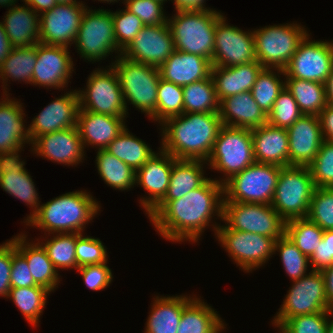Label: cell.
I'll return each instance as SVG.
<instances>
[{
  "instance_id": "03108f58",
  "label": "cell",
  "mask_w": 333,
  "mask_h": 333,
  "mask_svg": "<svg viewBox=\"0 0 333 333\" xmlns=\"http://www.w3.org/2000/svg\"><path fill=\"white\" fill-rule=\"evenodd\" d=\"M27 5H29L36 13H43L45 11L51 10L57 5L56 0H27Z\"/></svg>"
},
{
  "instance_id": "c3c4849f",
  "label": "cell",
  "mask_w": 333,
  "mask_h": 333,
  "mask_svg": "<svg viewBox=\"0 0 333 333\" xmlns=\"http://www.w3.org/2000/svg\"><path fill=\"white\" fill-rule=\"evenodd\" d=\"M302 115L297 102L285 86L267 115V123L274 127L288 129Z\"/></svg>"
},
{
  "instance_id": "ffe728a7",
  "label": "cell",
  "mask_w": 333,
  "mask_h": 333,
  "mask_svg": "<svg viewBox=\"0 0 333 333\" xmlns=\"http://www.w3.org/2000/svg\"><path fill=\"white\" fill-rule=\"evenodd\" d=\"M31 145L37 156L68 166L83 162L85 156L77 126L38 136Z\"/></svg>"
},
{
  "instance_id": "f35d334b",
  "label": "cell",
  "mask_w": 333,
  "mask_h": 333,
  "mask_svg": "<svg viewBox=\"0 0 333 333\" xmlns=\"http://www.w3.org/2000/svg\"><path fill=\"white\" fill-rule=\"evenodd\" d=\"M183 88L184 113H218L219 100L211 75Z\"/></svg>"
},
{
  "instance_id": "8992f818",
  "label": "cell",
  "mask_w": 333,
  "mask_h": 333,
  "mask_svg": "<svg viewBox=\"0 0 333 333\" xmlns=\"http://www.w3.org/2000/svg\"><path fill=\"white\" fill-rule=\"evenodd\" d=\"M315 188L308 166L281 167L271 205L285 222L305 218Z\"/></svg>"
},
{
  "instance_id": "2e32d148",
  "label": "cell",
  "mask_w": 333,
  "mask_h": 333,
  "mask_svg": "<svg viewBox=\"0 0 333 333\" xmlns=\"http://www.w3.org/2000/svg\"><path fill=\"white\" fill-rule=\"evenodd\" d=\"M256 61L253 31L226 23L224 16L217 22L215 29L212 66L231 67Z\"/></svg>"
},
{
  "instance_id": "30bf717a",
  "label": "cell",
  "mask_w": 333,
  "mask_h": 333,
  "mask_svg": "<svg viewBox=\"0 0 333 333\" xmlns=\"http://www.w3.org/2000/svg\"><path fill=\"white\" fill-rule=\"evenodd\" d=\"M82 58L90 62L100 61L110 53L121 54L114 35V23L110 10L86 8L75 39Z\"/></svg>"
},
{
  "instance_id": "db71d44e",
  "label": "cell",
  "mask_w": 333,
  "mask_h": 333,
  "mask_svg": "<svg viewBox=\"0 0 333 333\" xmlns=\"http://www.w3.org/2000/svg\"><path fill=\"white\" fill-rule=\"evenodd\" d=\"M124 4L144 25H163L168 21L163 10L165 3L159 0H126Z\"/></svg>"
},
{
  "instance_id": "d590c367",
  "label": "cell",
  "mask_w": 333,
  "mask_h": 333,
  "mask_svg": "<svg viewBox=\"0 0 333 333\" xmlns=\"http://www.w3.org/2000/svg\"><path fill=\"white\" fill-rule=\"evenodd\" d=\"M105 150L126 163L134 171L140 169L156 153L142 139L131 134L127 128Z\"/></svg>"
},
{
  "instance_id": "cb8c5ba5",
  "label": "cell",
  "mask_w": 333,
  "mask_h": 333,
  "mask_svg": "<svg viewBox=\"0 0 333 333\" xmlns=\"http://www.w3.org/2000/svg\"><path fill=\"white\" fill-rule=\"evenodd\" d=\"M211 68L209 59L175 50L158 69L163 80L185 86L208 78Z\"/></svg>"
},
{
  "instance_id": "7402d4cb",
  "label": "cell",
  "mask_w": 333,
  "mask_h": 333,
  "mask_svg": "<svg viewBox=\"0 0 333 333\" xmlns=\"http://www.w3.org/2000/svg\"><path fill=\"white\" fill-rule=\"evenodd\" d=\"M173 157L160 149L136 171L135 183L149 193L139 203L148 214L166 195L172 172Z\"/></svg>"
},
{
  "instance_id": "7bdbcfd3",
  "label": "cell",
  "mask_w": 333,
  "mask_h": 333,
  "mask_svg": "<svg viewBox=\"0 0 333 333\" xmlns=\"http://www.w3.org/2000/svg\"><path fill=\"white\" fill-rule=\"evenodd\" d=\"M273 70H277V73ZM285 75L284 70L263 68L257 75L256 81L251 89V93L261 110L268 115L280 92L285 87L278 75ZM278 76V77H277Z\"/></svg>"
},
{
  "instance_id": "94428289",
  "label": "cell",
  "mask_w": 333,
  "mask_h": 333,
  "mask_svg": "<svg viewBox=\"0 0 333 333\" xmlns=\"http://www.w3.org/2000/svg\"><path fill=\"white\" fill-rule=\"evenodd\" d=\"M318 117L323 139L333 143V106L327 104Z\"/></svg>"
},
{
  "instance_id": "7a4b0ae2",
  "label": "cell",
  "mask_w": 333,
  "mask_h": 333,
  "mask_svg": "<svg viewBox=\"0 0 333 333\" xmlns=\"http://www.w3.org/2000/svg\"><path fill=\"white\" fill-rule=\"evenodd\" d=\"M161 125L163 151L175 159L207 161L223 126L219 113H183Z\"/></svg>"
},
{
  "instance_id": "ab89813d",
  "label": "cell",
  "mask_w": 333,
  "mask_h": 333,
  "mask_svg": "<svg viewBox=\"0 0 333 333\" xmlns=\"http://www.w3.org/2000/svg\"><path fill=\"white\" fill-rule=\"evenodd\" d=\"M49 293V290L40 285L11 288L7 298L12 299L29 324L37 327Z\"/></svg>"
},
{
  "instance_id": "bcb514c9",
  "label": "cell",
  "mask_w": 333,
  "mask_h": 333,
  "mask_svg": "<svg viewBox=\"0 0 333 333\" xmlns=\"http://www.w3.org/2000/svg\"><path fill=\"white\" fill-rule=\"evenodd\" d=\"M279 252L283 268L292 281L307 275L309 257L304 255L297 246L284 234L274 243V252Z\"/></svg>"
},
{
  "instance_id": "681fc988",
  "label": "cell",
  "mask_w": 333,
  "mask_h": 333,
  "mask_svg": "<svg viewBox=\"0 0 333 333\" xmlns=\"http://www.w3.org/2000/svg\"><path fill=\"white\" fill-rule=\"evenodd\" d=\"M308 167L315 187H333V143L324 140Z\"/></svg>"
},
{
  "instance_id": "f907efd6",
  "label": "cell",
  "mask_w": 333,
  "mask_h": 333,
  "mask_svg": "<svg viewBox=\"0 0 333 333\" xmlns=\"http://www.w3.org/2000/svg\"><path fill=\"white\" fill-rule=\"evenodd\" d=\"M117 47L123 51L144 26L143 22L127 9L112 12Z\"/></svg>"
},
{
  "instance_id": "44dd1931",
  "label": "cell",
  "mask_w": 333,
  "mask_h": 333,
  "mask_svg": "<svg viewBox=\"0 0 333 333\" xmlns=\"http://www.w3.org/2000/svg\"><path fill=\"white\" fill-rule=\"evenodd\" d=\"M80 109L77 90L55 98L28 126L31 142L38 136L77 126Z\"/></svg>"
},
{
  "instance_id": "3957f363",
  "label": "cell",
  "mask_w": 333,
  "mask_h": 333,
  "mask_svg": "<svg viewBox=\"0 0 333 333\" xmlns=\"http://www.w3.org/2000/svg\"><path fill=\"white\" fill-rule=\"evenodd\" d=\"M85 191L68 192L41 204L26 223L47 234L82 233L86 224L100 211V205Z\"/></svg>"
},
{
  "instance_id": "d4e9b609",
  "label": "cell",
  "mask_w": 333,
  "mask_h": 333,
  "mask_svg": "<svg viewBox=\"0 0 333 333\" xmlns=\"http://www.w3.org/2000/svg\"><path fill=\"white\" fill-rule=\"evenodd\" d=\"M124 119L79 109L77 128L84 149L86 145L105 149L127 127Z\"/></svg>"
},
{
  "instance_id": "60d3db41",
  "label": "cell",
  "mask_w": 333,
  "mask_h": 333,
  "mask_svg": "<svg viewBox=\"0 0 333 333\" xmlns=\"http://www.w3.org/2000/svg\"><path fill=\"white\" fill-rule=\"evenodd\" d=\"M0 187L33 209L24 221L26 224L40 207L39 195L29 172L27 170L23 172L8 171L7 174L0 175Z\"/></svg>"
},
{
  "instance_id": "d6986e66",
  "label": "cell",
  "mask_w": 333,
  "mask_h": 333,
  "mask_svg": "<svg viewBox=\"0 0 333 333\" xmlns=\"http://www.w3.org/2000/svg\"><path fill=\"white\" fill-rule=\"evenodd\" d=\"M68 49L65 46L37 43V59L31 84L47 87V89L48 87L50 89L65 88L74 71Z\"/></svg>"
},
{
  "instance_id": "f1b7e54d",
  "label": "cell",
  "mask_w": 333,
  "mask_h": 333,
  "mask_svg": "<svg viewBox=\"0 0 333 333\" xmlns=\"http://www.w3.org/2000/svg\"><path fill=\"white\" fill-rule=\"evenodd\" d=\"M6 96V97H5ZM22 103L9 94L0 101V152H7L31 144L28 127L24 125ZM26 128V129H25Z\"/></svg>"
},
{
  "instance_id": "4fadbf2b",
  "label": "cell",
  "mask_w": 333,
  "mask_h": 333,
  "mask_svg": "<svg viewBox=\"0 0 333 333\" xmlns=\"http://www.w3.org/2000/svg\"><path fill=\"white\" fill-rule=\"evenodd\" d=\"M212 226L219 243L236 265L247 273L265 264L275 254V240L271 237L229 229L216 223Z\"/></svg>"
},
{
  "instance_id": "f546056e",
  "label": "cell",
  "mask_w": 333,
  "mask_h": 333,
  "mask_svg": "<svg viewBox=\"0 0 333 333\" xmlns=\"http://www.w3.org/2000/svg\"><path fill=\"white\" fill-rule=\"evenodd\" d=\"M2 25L12 47H27L40 43V19L29 5L8 8Z\"/></svg>"
},
{
  "instance_id": "003e7915",
  "label": "cell",
  "mask_w": 333,
  "mask_h": 333,
  "mask_svg": "<svg viewBox=\"0 0 333 333\" xmlns=\"http://www.w3.org/2000/svg\"><path fill=\"white\" fill-rule=\"evenodd\" d=\"M324 85H325L326 103L328 105L333 106V67L331 68V72L328 75V78L325 81Z\"/></svg>"
},
{
  "instance_id": "277c9868",
  "label": "cell",
  "mask_w": 333,
  "mask_h": 333,
  "mask_svg": "<svg viewBox=\"0 0 333 333\" xmlns=\"http://www.w3.org/2000/svg\"><path fill=\"white\" fill-rule=\"evenodd\" d=\"M222 17L215 9L176 11L167 21L175 50L202 56L212 63L215 29Z\"/></svg>"
},
{
  "instance_id": "9c48e42d",
  "label": "cell",
  "mask_w": 333,
  "mask_h": 333,
  "mask_svg": "<svg viewBox=\"0 0 333 333\" xmlns=\"http://www.w3.org/2000/svg\"><path fill=\"white\" fill-rule=\"evenodd\" d=\"M287 24V25H286ZM265 26L253 31L256 61L263 68L284 70L308 34L304 27L292 24Z\"/></svg>"
},
{
  "instance_id": "4316f807",
  "label": "cell",
  "mask_w": 333,
  "mask_h": 333,
  "mask_svg": "<svg viewBox=\"0 0 333 333\" xmlns=\"http://www.w3.org/2000/svg\"><path fill=\"white\" fill-rule=\"evenodd\" d=\"M255 162L289 166L287 130L269 125L251 129Z\"/></svg>"
},
{
  "instance_id": "52a82bcc",
  "label": "cell",
  "mask_w": 333,
  "mask_h": 333,
  "mask_svg": "<svg viewBox=\"0 0 333 333\" xmlns=\"http://www.w3.org/2000/svg\"><path fill=\"white\" fill-rule=\"evenodd\" d=\"M206 162L224 173L225 178L217 180L221 184L255 163L251 129L223 125Z\"/></svg>"
},
{
  "instance_id": "74e56055",
  "label": "cell",
  "mask_w": 333,
  "mask_h": 333,
  "mask_svg": "<svg viewBox=\"0 0 333 333\" xmlns=\"http://www.w3.org/2000/svg\"><path fill=\"white\" fill-rule=\"evenodd\" d=\"M95 161L98 174L108 186L124 191L136 185V171L105 149L97 151Z\"/></svg>"
},
{
  "instance_id": "8fae6325",
  "label": "cell",
  "mask_w": 333,
  "mask_h": 333,
  "mask_svg": "<svg viewBox=\"0 0 333 333\" xmlns=\"http://www.w3.org/2000/svg\"><path fill=\"white\" fill-rule=\"evenodd\" d=\"M94 70L87 79V88L78 90L80 109L103 115L127 118L120 82L113 67Z\"/></svg>"
},
{
  "instance_id": "8c879c8a",
  "label": "cell",
  "mask_w": 333,
  "mask_h": 333,
  "mask_svg": "<svg viewBox=\"0 0 333 333\" xmlns=\"http://www.w3.org/2000/svg\"><path fill=\"white\" fill-rule=\"evenodd\" d=\"M98 1H100V2L103 1V2H105V3H106V2H108V3H109V2H110V3L113 2V3H114L115 1L118 2V1H120V0H98ZM125 1H126V0H123V3H125Z\"/></svg>"
},
{
  "instance_id": "6f0895ef",
  "label": "cell",
  "mask_w": 333,
  "mask_h": 333,
  "mask_svg": "<svg viewBox=\"0 0 333 333\" xmlns=\"http://www.w3.org/2000/svg\"><path fill=\"white\" fill-rule=\"evenodd\" d=\"M312 271H322L333 265V230H326L314 254L309 258Z\"/></svg>"
},
{
  "instance_id": "be15d7a7",
  "label": "cell",
  "mask_w": 333,
  "mask_h": 333,
  "mask_svg": "<svg viewBox=\"0 0 333 333\" xmlns=\"http://www.w3.org/2000/svg\"><path fill=\"white\" fill-rule=\"evenodd\" d=\"M321 272L325 280L328 306L330 309H333V265L323 269Z\"/></svg>"
},
{
  "instance_id": "8d00e7d4",
  "label": "cell",
  "mask_w": 333,
  "mask_h": 333,
  "mask_svg": "<svg viewBox=\"0 0 333 333\" xmlns=\"http://www.w3.org/2000/svg\"><path fill=\"white\" fill-rule=\"evenodd\" d=\"M285 86L291 92L300 111L305 115H316L326 107L325 85L298 78H284Z\"/></svg>"
},
{
  "instance_id": "e7e4bbea",
  "label": "cell",
  "mask_w": 333,
  "mask_h": 333,
  "mask_svg": "<svg viewBox=\"0 0 333 333\" xmlns=\"http://www.w3.org/2000/svg\"><path fill=\"white\" fill-rule=\"evenodd\" d=\"M12 48L2 22H0V65L8 57Z\"/></svg>"
},
{
  "instance_id": "6125c7cd",
  "label": "cell",
  "mask_w": 333,
  "mask_h": 333,
  "mask_svg": "<svg viewBox=\"0 0 333 333\" xmlns=\"http://www.w3.org/2000/svg\"><path fill=\"white\" fill-rule=\"evenodd\" d=\"M172 1V0H171ZM176 11H193V10H211L206 7L205 0H173Z\"/></svg>"
},
{
  "instance_id": "484cf974",
  "label": "cell",
  "mask_w": 333,
  "mask_h": 333,
  "mask_svg": "<svg viewBox=\"0 0 333 333\" xmlns=\"http://www.w3.org/2000/svg\"><path fill=\"white\" fill-rule=\"evenodd\" d=\"M218 113L225 126L253 129L267 124V114L256 103L251 91L222 99Z\"/></svg>"
},
{
  "instance_id": "2644e50d",
  "label": "cell",
  "mask_w": 333,
  "mask_h": 333,
  "mask_svg": "<svg viewBox=\"0 0 333 333\" xmlns=\"http://www.w3.org/2000/svg\"><path fill=\"white\" fill-rule=\"evenodd\" d=\"M57 4H71V3H81L76 0H56Z\"/></svg>"
},
{
  "instance_id": "836d02e7",
  "label": "cell",
  "mask_w": 333,
  "mask_h": 333,
  "mask_svg": "<svg viewBox=\"0 0 333 333\" xmlns=\"http://www.w3.org/2000/svg\"><path fill=\"white\" fill-rule=\"evenodd\" d=\"M200 298H193L184 308L176 333H220L225 324L217 311Z\"/></svg>"
},
{
  "instance_id": "ee69618b",
  "label": "cell",
  "mask_w": 333,
  "mask_h": 333,
  "mask_svg": "<svg viewBox=\"0 0 333 333\" xmlns=\"http://www.w3.org/2000/svg\"><path fill=\"white\" fill-rule=\"evenodd\" d=\"M76 242L77 233H64L56 234L41 244L56 270L66 268L77 270Z\"/></svg>"
},
{
  "instance_id": "83f0119b",
  "label": "cell",
  "mask_w": 333,
  "mask_h": 333,
  "mask_svg": "<svg viewBox=\"0 0 333 333\" xmlns=\"http://www.w3.org/2000/svg\"><path fill=\"white\" fill-rule=\"evenodd\" d=\"M262 69L258 61L231 67L212 66L211 77L219 102L226 97L251 91Z\"/></svg>"
},
{
  "instance_id": "603a6c76",
  "label": "cell",
  "mask_w": 333,
  "mask_h": 333,
  "mask_svg": "<svg viewBox=\"0 0 333 333\" xmlns=\"http://www.w3.org/2000/svg\"><path fill=\"white\" fill-rule=\"evenodd\" d=\"M287 130L289 166H308L316 157L324 141L319 117L303 114Z\"/></svg>"
},
{
  "instance_id": "11a10c76",
  "label": "cell",
  "mask_w": 333,
  "mask_h": 333,
  "mask_svg": "<svg viewBox=\"0 0 333 333\" xmlns=\"http://www.w3.org/2000/svg\"><path fill=\"white\" fill-rule=\"evenodd\" d=\"M87 288L100 291L112 283V270L107 263L85 265L77 269Z\"/></svg>"
},
{
  "instance_id": "9f6ffc18",
  "label": "cell",
  "mask_w": 333,
  "mask_h": 333,
  "mask_svg": "<svg viewBox=\"0 0 333 333\" xmlns=\"http://www.w3.org/2000/svg\"><path fill=\"white\" fill-rule=\"evenodd\" d=\"M11 288L38 286L30 273L26 258L16 249L12 241Z\"/></svg>"
},
{
  "instance_id": "f6af8a7d",
  "label": "cell",
  "mask_w": 333,
  "mask_h": 333,
  "mask_svg": "<svg viewBox=\"0 0 333 333\" xmlns=\"http://www.w3.org/2000/svg\"><path fill=\"white\" fill-rule=\"evenodd\" d=\"M184 113L183 88L160 78L157 90L156 121L159 124L166 119Z\"/></svg>"
},
{
  "instance_id": "1f68e13d",
  "label": "cell",
  "mask_w": 333,
  "mask_h": 333,
  "mask_svg": "<svg viewBox=\"0 0 333 333\" xmlns=\"http://www.w3.org/2000/svg\"><path fill=\"white\" fill-rule=\"evenodd\" d=\"M194 297H188L185 294L169 297H153L154 302L151 305L144 333H176L183 308Z\"/></svg>"
},
{
  "instance_id": "680465c9",
  "label": "cell",
  "mask_w": 333,
  "mask_h": 333,
  "mask_svg": "<svg viewBox=\"0 0 333 333\" xmlns=\"http://www.w3.org/2000/svg\"><path fill=\"white\" fill-rule=\"evenodd\" d=\"M12 240L0 245V296L7 298L11 289Z\"/></svg>"
},
{
  "instance_id": "7c38bea8",
  "label": "cell",
  "mask_w": 333,
  "mask_h": 333,
  "mask_svg": "<svg viewBox=\"0 0 333 333\" xmlns=\"http://www.w3.org/2000/svg\"><path fill=\"white\" fill-rule=\"evenodd\" d=\"M222 221L229 229L271 237L275 241L285 234V221L271 204L223 202Z\"/></svg>"
},
{
  "instance_id": "5bb4252c",
  "label": "cell",
  "mask_w": 333,
  "mask_h": 333,
  "mask_svg": "<svg viewBox=\"0 0 333 333\" xmlns=\"http://www.w3.org/2000/svg\"><path fill=\"white\" fill-rule=\"evenodd\" d=\"M293 283L272 321V325L278 328L288 318L330 310L326 298L325 280L321 271L311 270L309 274Z\"/></svg>"
},
{
  "instance_id": "816d5d0a",
  "label": "cell",
  "mask_w": 333,
  "mask_h": 333,
  "mask_svg": "<svg viewBox=\"0 0 333 333\" xmlns=\"http://www.w3.org/2000/svg\"><path fill=\"white\" fill-rule=\"evenodd\" d=\"M107 256L106 248L100 239L77 233V269L85 265L107 263Z\"/></svg>"
},
{
  "instance_id": "f5cc1de1",
  "label": "cell",
  "mask_w": 333,
  "mask_h": 333,
  "mask_svg": "<svg viewBox=\"0 0 333 333\" xmlns=\"http://www.w3.org/2000/svg\"><path fill=\"white\" fill-rule=\"evenodd\" d=\"M328 311L288 318L280 327L281 333H327Z\"/></svg>"
},
{
  "instance_id": "b9f144b4",
  "label": "cell",
  "mask_w": 333,
  "mask_h": 333,
  "mask_svg": "<svg viewBox=\"0 0 333 333\" xmlns=\"http://www.w3.org/2000/svg\"><path fill=\"white\" fill-rule=\"evenodd\" d=\"M323 233L324 231L307 217L285 222V234L309 258L320 244Z\"/></svg>"
},
{
  "instance_id": "6da1fadb",
  "label": "cell",
  "mask_w": 333,
  "mask_h": 333,
  "mask_svg": "<svg viewBox=\"0 0 333 333\" xmlns=\"http://www.w3.org/2000/svg\"><path fill=\"white\" fill-rule=\"evenodd\" d=\"M223 200V184L209 178L179 199L161 200L148 217L163 238L195 243L212 217L217 215L222 219Z\"/></svg>"
},
{
  "instance_id": "7dc6e473",
  "label": "cell",
  "mask_w": 333,
  "mask_h": 333,
  "mask_svg": "<svg viewBox=\"0 0 333 333\" xmlns=\"http://www.w3.org/2000/svg\"><path fill=\"white\" fill-rule=\"evenodd\" d=\"M307 218L323 231L333 230V187H316Z\"/></svg>"
},
{
  "instance_id": "ba28073f",
  "label": "cell",
  "mask_w": 333,
  "mask_h": 333,
  "mask_svg": "<svg viewBox=\"0 0 333 333\" xmlns=\"http://www.w3.org/2000/svg\"><path fill=\"white\" fill-rule=\"evenodd\" d=\"M281 167L255 162L223 184V202L271 204Z\"/></svg>"
},
{
  "instance_id": "e575fe53",
  "label": "cell",
  "mask_w": 333,
  "mask_h": 333,
  "mask_svg": "<svg viewBox=\"0 0 333 333\" xmlns=\"http://www.w3.org/2000/svg\"><path fill=\"white\" fill-rule=\"evenodd\" d=\"M37 59V44L27 47H13L0 65V79L3 81V95H7L8 78L12 81L32 83L33 69Z\"/></svg>"
},
{
  "instance_id": "4dcf8cb0",
  "label": "cell",
  "mask_w": 333,
  "mask_h": 333,
  "mask_svg": "<svg viewBox=\"0 0 333 333\" xmlns=\"http://www.w3.org/2000/svg\"><path fill=\"white\" fill-rule=\"evenodd\" d=\"M26 237L25 234L21 233L11 240L15 243L16 249L26 258L34 282L53 292L60 283L58 271L48 258L39 239H37V243H31L27 242Z\"/></svg>"
},
{
  "instance_id": "d6a6232c",
  "label": "cell",
  "mask_w": 333,
  "mask_h": 333,
  "mask_svg": "<svg viewBox=\"0 0 333 333\" xmlns=\"http://www.w3.org/2000/svg\"><path fill=\"white\" fill-rule=\"evenodd\" d=\"M202 160L175 159L173 157L169 187L162 200H176L202 186L209 178L204 176Z\"/></svg>"
},
{
  "instance_id": "5b68a950",
  "label": "cell",
  "mask_w": 333,
  "mask_h": 333,
  "mask_svg": "<svg viewBox=\"0 0 333 333\" xmlns=\"http://www.w3.org/2000/svg\"><path fill=\"white\" fill-rule=\"evenodd\" d=\"M118 55L111 66L118 75L126 108L128 102L155 121L157 90L161 78L159 69Z\"/></svg>"
},
{
  "instance_id": "91938a15",
  "label": "cell",
  "mask_w": 333,
  "mask_h": 333,
  "mask_svg": "<svg viewBox=\"0 0 333 333\" xmlns=\"http://www.w3.org/2000/svg\"><path fill=\"white\" fill-rule=\"evenodd\" d=\"M23 147L12 151L0 152V175L7 174L8 171L23 172L25 171V162L20 159L18 154Z\"/></svg>"
},
{
  "instance_id": "e0dca14e",
  "label": "cell",
  "mask_w": 333,
  "mask_h": 333,
  "mask_svg": "<svg viewBox=\"0 0 333 333\" xmlns=\"http://www.w3.org/2000/svg\"><path fill=\"white\" fill-rule=\"evenodd\" d=\"M86 7L82 1L57 4L51 10L39 14L40 43L65 47L73 44Z\"/></svg>"
},
{
  "instance_id": "ac0fdd59",
  "label": "cell",
  "mask_w": 333,
  "mask_h": 333,
  "mask_svg": "<svg viewBox=\"0 0 333 333\" xmlns=\"http://www.w3.org/2000/svg\"><path fill=\"white\" fill-rule=\"evenodd\" d=\"M175 51L168 23L144 25L121 55L135 62L159 68Z\"/></svg>"
},
{
  "instance_id": "9a60e30c",
  "label": "cell",
  "mask_w": 333,
  "mask_h": 333,
  "mask_svg": "<svg viewBox=\"0 0 333 333\" xmlns=\"http://www.w3.org/2000/svg\"><path fill=\"white\" fill-rule=\"evenodd\" d=\"M307 34L284 69L285 78L325 83L333 67V42L311 41Z\"/></svg>"
},
{
  "instance_id": "a7ac6f4b",
  "label": "cell",
  "mask_w": 333,
  "mask_h": 333,
  "mask_svg": "<svg viewBox=\"0 0 333 333\" xmlns=\"http://www.w3.org/2000/svg\"><path fill=\"white\" fill-rule=\"evenodd\" d=\"M330 316H332V318H333V309H330L328 311L327 333H333V320H330V318H329Z\"/></svg>"
},
{
  "instance_id": "89a4df30",
  "label": "cell",
  "mask_w": 333,
  "mask_h": 333,
  "mask_svg": "<svg viewBox=\"0 0 333 333\" xmlns=\"http://www.w3.org/2000/svg\"><path fill=\"white\" fill-rule=\"evenodd\" d=\"M17 0H0V5L3 7L7 6V7H13L15 6Z\"/></svg>"
}]
</instances>
